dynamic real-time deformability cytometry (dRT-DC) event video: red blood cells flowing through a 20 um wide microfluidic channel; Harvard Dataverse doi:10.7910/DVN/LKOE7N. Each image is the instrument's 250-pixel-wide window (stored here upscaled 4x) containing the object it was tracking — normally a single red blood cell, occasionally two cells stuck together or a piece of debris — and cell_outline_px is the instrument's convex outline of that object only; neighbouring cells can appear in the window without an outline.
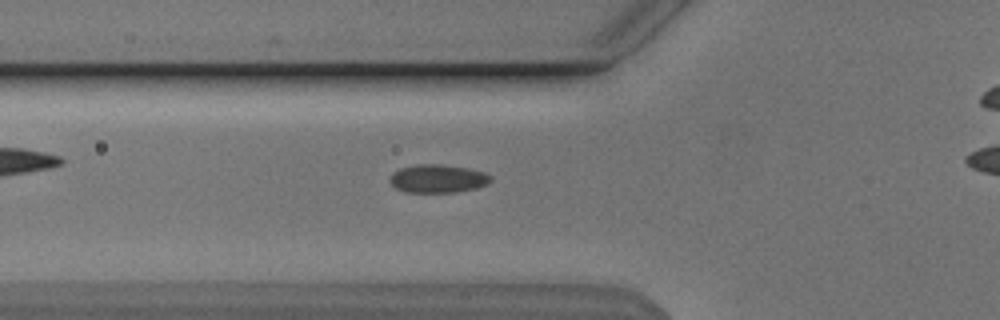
{"species": "Egyptian fruit bat (a non-hibernating species)", "species_latin": "Rousettus aegyptiacus", "temperature_condition": "cold", "stored_images_in_passage": 36, "camera_frame_rate_fps": 3000, "um_per_image_px": 0.085, "animal": {"sex": "male"}, "frame": {"image": 1, "passage_image": 8, "time_ms": 2.333, "image_size_px": [1000, 320], "cell_outline_px": [[492, 180], [488, 184], [476, 188], [456, 192], [404, 192], [396, 188], [388, 180], [392, 172], [400, 168], [420, 164], [440, 164], [468, 168], [484, 172], [492, 176]], "centroid_in_image_um": [37.21, 15.18], "position_along_channel_um": 88.6, "area_um2": 16.7}}
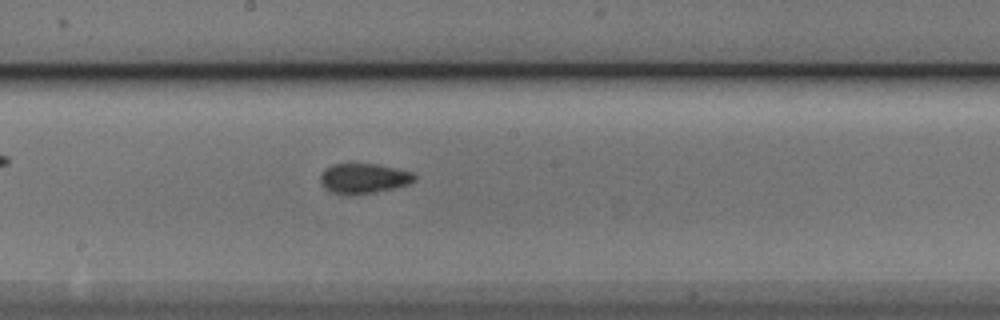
{"frame": {"image": 2, "passage_image": 18, "time_ms": 5.667, "image_size_px": [1000, 320], "cell_outline_px": [[416, 180], [408, 184], [376, 192], [352, 196], [340, 196], [324, 188], [320, 184], [320, 176], [324, 168], [332, 164], [376, 164], [396, 168], [412, 172], [416, 176]], "centroid_in_image_um": [30.86, 15.19], "position_along_channel_um": 217.3, "area_um2": 16.82}}
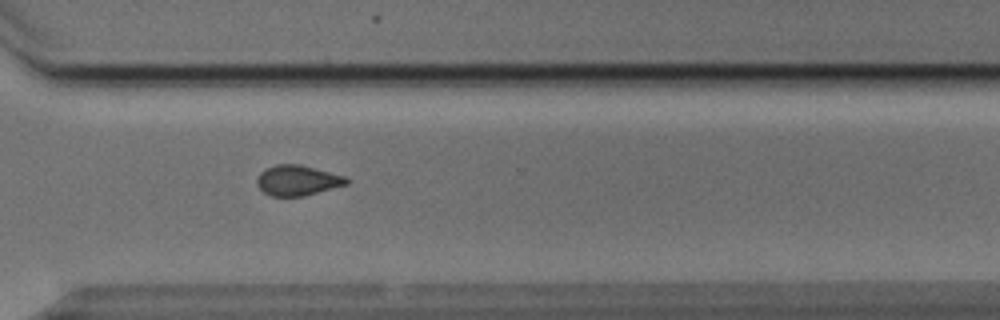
{"frame": {"image": 3, "passage_image": 28, "time_ms": 9.0, "image_size_px": [1000, 320], "cell_outline_px": [[352, 180], [348, 184], [304, 196], [268, 196], [256, 184], [256, 180], [260, 172], [276, 164], [300, 164], [348, 176]], "centroid_in_image_um": [25.34, 15.33], "position_along_channel_um": 345.3, "area_um2": 16.07}}